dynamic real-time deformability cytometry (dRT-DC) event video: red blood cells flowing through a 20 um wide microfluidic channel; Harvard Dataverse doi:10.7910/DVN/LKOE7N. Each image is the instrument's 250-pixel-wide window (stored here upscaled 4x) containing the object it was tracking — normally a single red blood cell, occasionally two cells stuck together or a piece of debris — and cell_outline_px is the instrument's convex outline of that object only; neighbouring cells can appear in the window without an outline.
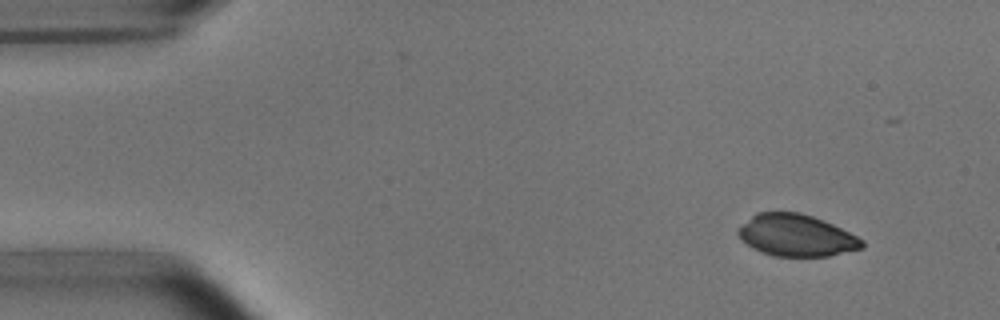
{"species": "common noctule bat (a hibernating species)", "species_latin": "Nyctalus noctula", "temperature_condition": "room temperature", "stored_images_in_passage": 6, "camera_frame_rate_fps": 3000, "um_per_image_px": 0.085, "animal": {"sex": "male", "body_mass_g": 15.6}, "frame": {"image": 1, "passage_image": 2, "time_ms": 1.0, "image_size_px": [1000, 320], "cell_outline_px": [[864, 248], [828, 256], [776, 256], [752, 248], [736, 232], [736, 228], [756, 212], [800, 212], [824, 220], [864, 240]], "centroid_in_image_um": [67.68, 20.0], "position_along_channel_um": 17.3, "area_um2": 30.06}}